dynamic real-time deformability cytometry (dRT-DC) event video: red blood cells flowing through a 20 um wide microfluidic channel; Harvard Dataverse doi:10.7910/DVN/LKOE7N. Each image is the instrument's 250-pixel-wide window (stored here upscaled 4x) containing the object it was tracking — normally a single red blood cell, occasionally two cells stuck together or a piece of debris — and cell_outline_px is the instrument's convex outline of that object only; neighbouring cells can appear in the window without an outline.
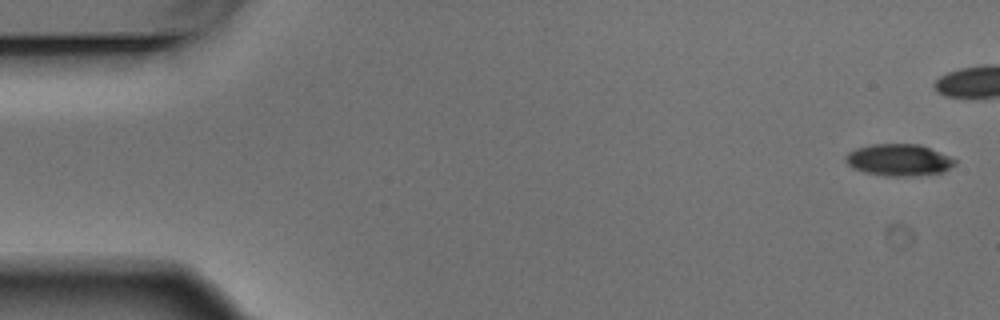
{"species": "Egyptian fruit bat (a non-hibernating species)", "species_latin": "Rousettus aegyptiacus", "temperature_condition": "warm", "stored_images_in_passage": 7, "camera_frame_rate_fps": 3000, "um_per_image_px": 0.085, "animal": {"sex": "male"}, "frame": {"image": 1, "passage_image": 1, "time_ms": 0.0, "image_size_px": [1000, 320], "cell_outline_px": [[956, 164], [944, 172], [908, 176], [888, 176], [868, 172], [852, 168], [844, 160], [844, 156], [848, 152], [856, 148], [872, 144], [920, 144], [948, 156], [956, 160]], "centroid_in_image_um": [76.38, 13.59], "position_along_channel_um": 8.6, "area_um2": 20.11}}
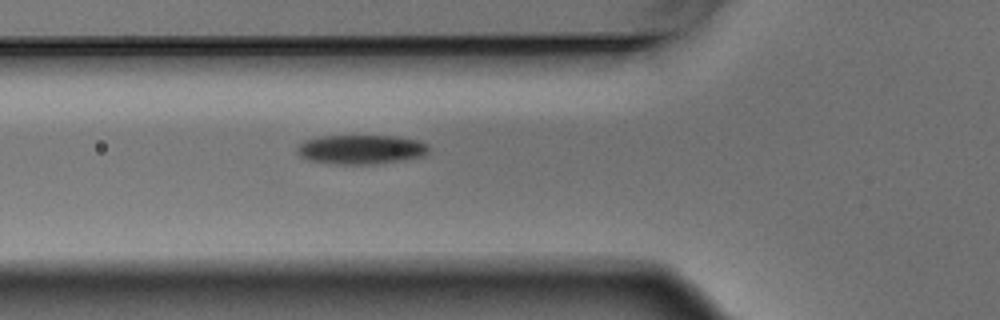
{"frame": {"image": 2, "passage_image": 7, "time_ms": 2.0, "image_size_px": [1000, 320], "cell_outline_px": [[428, 152], [424, 156], [404, 160], [376, 164], [332, 164], [308, 160], [300, 156], [296, 152], [296, 148], [304, 140], [320, 136], [396, 136], [420, 140], [428, 144]], "centroid_in_image_um": [30.69, 12.7], "position_along_channel_um": 95.1, "area_um2": 22.77}}